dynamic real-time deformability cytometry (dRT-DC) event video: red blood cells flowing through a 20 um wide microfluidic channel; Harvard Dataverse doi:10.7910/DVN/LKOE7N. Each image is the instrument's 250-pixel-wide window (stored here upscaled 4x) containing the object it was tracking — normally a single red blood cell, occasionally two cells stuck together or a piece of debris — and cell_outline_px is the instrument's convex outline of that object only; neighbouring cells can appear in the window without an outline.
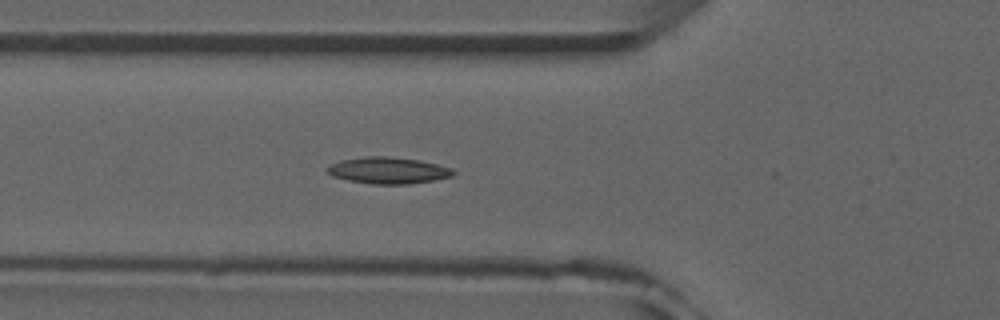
{"species": "common noctule bat (a hibernating species)", "species_latin": "Nyctalus noctula", "temperature_condition": "room temperature", "stored_images_in_passage": 29, "camera_frame_rate_fps": 3000, "um_per_image_px": 0.085, "animal": {"sex": "male", "forearm_length_mm": 52.5}, "frame": {"image": 1, "passage_image": 6, "time_ms": 1.667, "image_size_px": [1000, 320], "cell_outline_px": [[456, 172], [452, 176], [432, 180], [408, 184], [372, 184], [348, 180], [332, 176], [324, 168], [340, 160], [364, 156], [388, 156], [420, 160], [452, 168]], "centroid_in_image_um": [32.97, 14.48], "position_along_channel_um": 92.8, "area_um2": 19.48}}
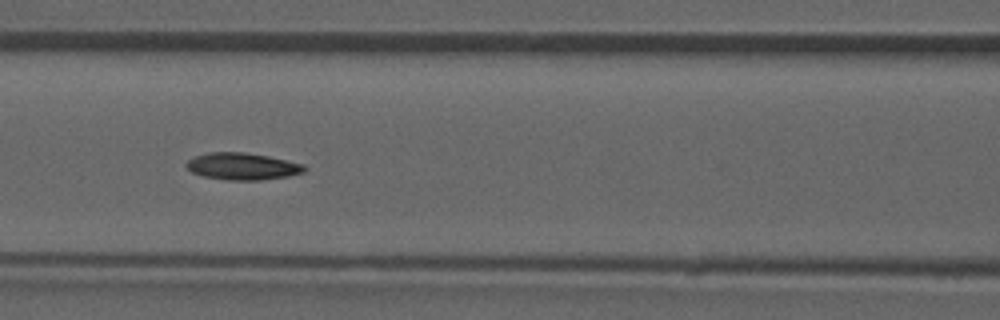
{"frame": {"image": 2, "passage_image": 10, "time_ms": 3.0, "image_size_px": [1000, 320], "cell_outline_px": [[308, 168], [304, 172], [288, 176], [260, 180], [228, 180], [204, 176], [192, 172], [184, 164], [188, 160], [196, 156], [208, 152], [244, 152], [268, 156], [304, 164]], "centroid_in_image_um": [20.62, 14.13], "position_along_channel_um": 146.0, "area_um2": 18.5}, "authors_computed_cell_mechanics": {"area_um2": 18.1492, "velocity_mm_per_s": 3.9536, "shape_relaxation_time_tau1_ms": null, "shape_relaxation_time_tau2_ms": 4.1923, "deformation_change_tau1": null, "deformation_change_tau2": 0.1121}}